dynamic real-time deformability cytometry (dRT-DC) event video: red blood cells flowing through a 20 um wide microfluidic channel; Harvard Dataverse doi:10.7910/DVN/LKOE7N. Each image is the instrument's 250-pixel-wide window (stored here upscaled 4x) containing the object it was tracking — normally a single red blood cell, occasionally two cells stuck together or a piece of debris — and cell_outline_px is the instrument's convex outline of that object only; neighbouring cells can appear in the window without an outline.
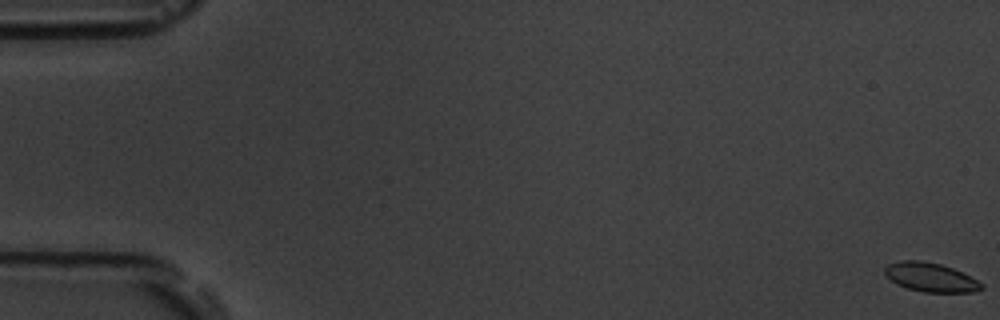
{"species": "common noctule bat (a hibernating species)", "species_latin": "Nyctalus noctula", "temperature_condition": "room temperature", "stored_images_in_passage": 56, "camera_frame_rate_fps": 3000, "um_per_image_px": 0.085, "animal": {"sex": "male", "body_mass_g": 19.5, "forearm_length_mm": 54.6}, "frame": {"image": 1, "passage_image": 1, "time_ms": 0.0, "image_size_px": [1000, 320], "cell_outline_px": [[984, 288], [972, 292], [924, 292], [908, 288], [896, 284], [884, 272], [884, 268], [888, 264], [900, 260], [920, 260], [940, 264], [952, 268], [984, 284]], "centroid_in_image_um": [79.08, 23.56], "position_along_channel_um": 5.9, "area_um2": 16.13}}
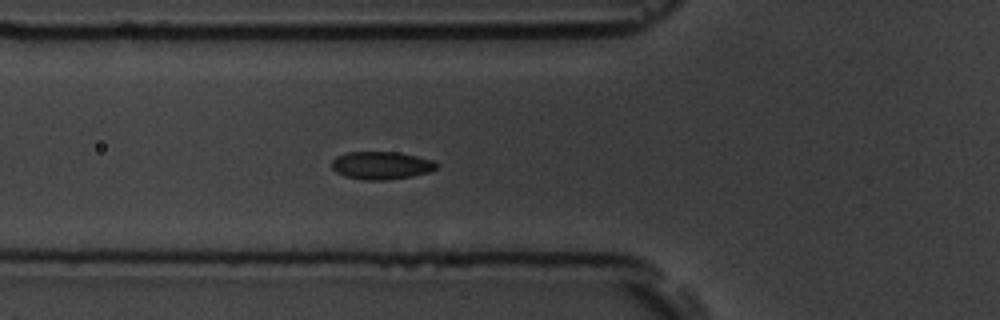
{"frame": {"image": 2, "passage_image": 21, "time_ms": 6.667, "image_size_px": [1000, 320], "cell_outline_px": [[440, 164], [436, 168], [428, 172], [412, 176], [388, 180], [364, 180], [344, 176], [336, 172], [332, 168], [332, 160], [336, 156], [348, 152], [400, 152], [432, 160]], "centroid_in_image_um": [32.4, 14.06], "position_along_channel_um": 93.4, "area_um2": 17.05}}
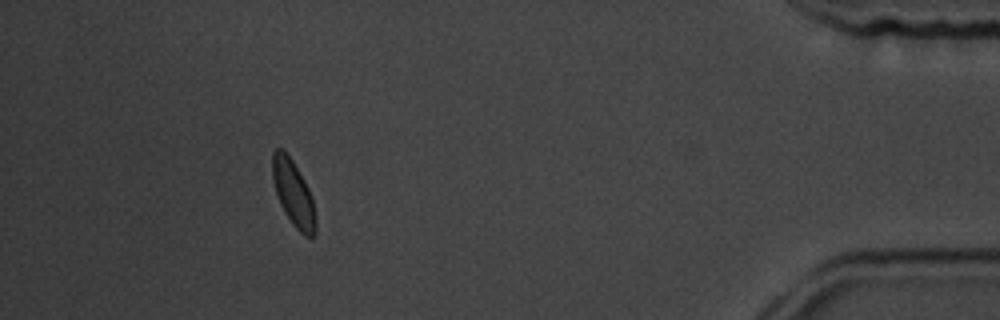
{"frame": {"image": 3, "passage_image": 51, "time_ms": 16.667, "image_size_px": [1000, 320], "cell_outline_px": [[316, 232], [312, 236], [304, 236], [292, 224], [284, 212], [280, 204], [272, 180], [272, 152], [276, 148], [284, 148], [292, 160], [308, 188], [312, 196], [316, 220]], "centroid_in_image_um": [24.92, 16.42], "position_along_channel_um": 410.3, "area_um2": 16.59}, "authors_computed_cell_mechanics": {"area_um2": 16.5597, "velocity_mm_per_s": 3.7446, "shape_relaxation_time_tau1_ms": 1.4091, "shape_relaxation_time_tau2_ms": null, "deformation_change_tau1": 0.0494, "deformation_change_tau2": null}}